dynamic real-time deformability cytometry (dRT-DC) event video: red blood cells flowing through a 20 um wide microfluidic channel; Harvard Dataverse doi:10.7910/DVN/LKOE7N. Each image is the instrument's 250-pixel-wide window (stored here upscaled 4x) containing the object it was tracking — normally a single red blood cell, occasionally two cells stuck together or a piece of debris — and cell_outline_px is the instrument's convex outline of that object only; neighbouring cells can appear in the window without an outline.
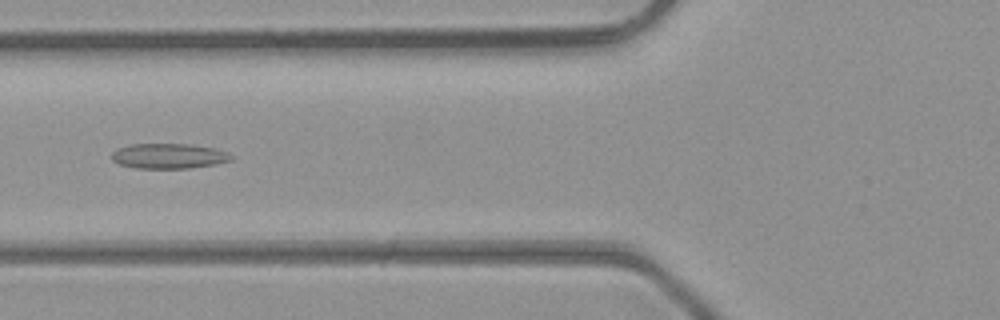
{"species": "common noctule bat (a hibernating species)", "species_latin": "Nyctalus noctula", "temperature_condition": "room temperature", "stored_images_in_passage": 42, "camera_frame_rate_fps": 3000, "um_per_image_px": 0.085, "animal": {"sex": "male", "body_mass_g": 23.1, "forearm_length_mm": 52.7}, "frame": {"image": 1, "passage_image": 14, "time_ms": 4.333, "image_size_px": [1000, 320], "cell_outline_px": [[232, 160], [216, 164], [188, 168], [136, 168], [120, 164], [112, 160], [112, 152], [116, 148], [132, 144], [192, 144], [212, 148], [224, 152], [232, 156]], "centroid_in_image_um": [14.3, 13.26], "position_along_channel_um": 111.5, "area_um2": 17.34}}
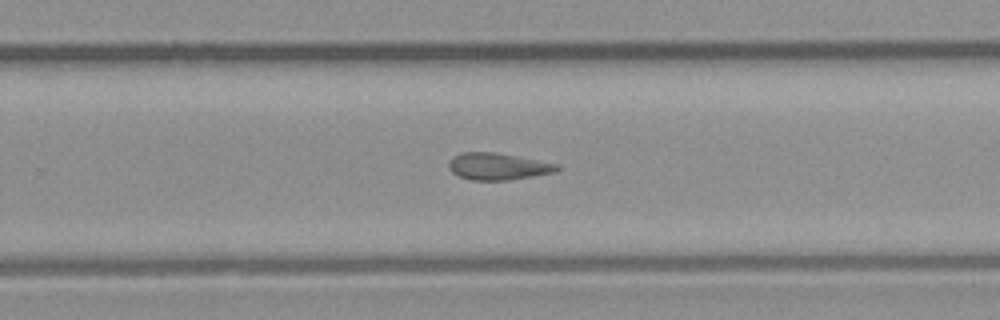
{"frame": {"image": 2, "passage_image": 26, "time_ms": 8.333, "image_size_px": [1000, 320], "cell_outline_px": [[560, 168], [556, 172], [512, 180], [472, 180], [460, 176], [452, 172], [448, 168], [448, 160], [452, 156], [460, 152], [496, 152], [560, 164]], "centroid_in_image_um": [42.32, 14.14], "position_along_channel_um": 287.5, "area_um2": 17.22}}
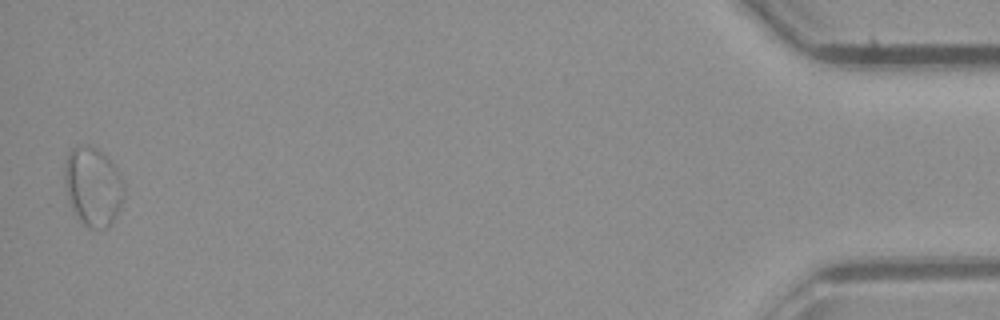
{"frame": {"image": 3, "passage_image": 42, "time_ms": 13.667, "image_size_px": [1000, 320], "cell_outline_px": [[124, 196], [112, 220], [104, 228], [88, 228], [84, 224], [68, 200], [64, 188], [64, 164], [72, 148], [84, 144], [88, 144], [96, 148], [116, 168], [124, 184]], "centroid_in_image_um": [7.87, 15.82], "position_along_channel_um": 427.3, "area_um2": 26.7}}